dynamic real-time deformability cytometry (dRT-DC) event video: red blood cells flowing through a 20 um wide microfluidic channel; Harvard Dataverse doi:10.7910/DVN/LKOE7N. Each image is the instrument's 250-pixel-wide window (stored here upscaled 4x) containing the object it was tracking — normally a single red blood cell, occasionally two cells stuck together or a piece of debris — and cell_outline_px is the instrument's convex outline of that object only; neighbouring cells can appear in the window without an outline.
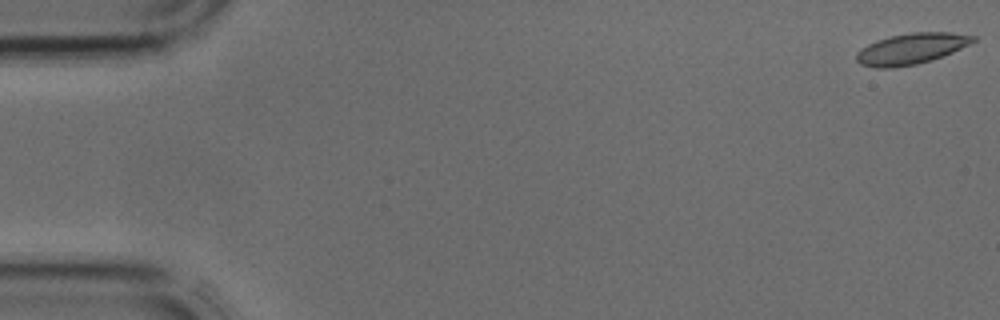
{"species": "common noctule bat (a hibernating species)", "species_latin": "Nyctalus noctula", "temperature_condition": "cold", "stored_images_in_passage": 35, "camera_frame_rate_fps": 3000, "um_per_image_px": 0.085, "animal": {"sex": "male", "body_mass_g": 17.9, "forearm_length_mm": 54.2}, "frame": {"image": 1, "passage_image": 1, "time_ms": 0.0, "image_size_px": [1000, 320], "cell_outline_px": [[976, 40], [952, 52], [932, 60], [916, 64], [892, 68], [876, 68], [860, 64], [856, 60], [856, 52], [868, 44], [892, 36], [912, 32], [952, 32], [976, 36]], "centroid_in_image_um": [77.45, 4.15], "position_along_channel_um": 7.6, "area_um2": 20.81}}
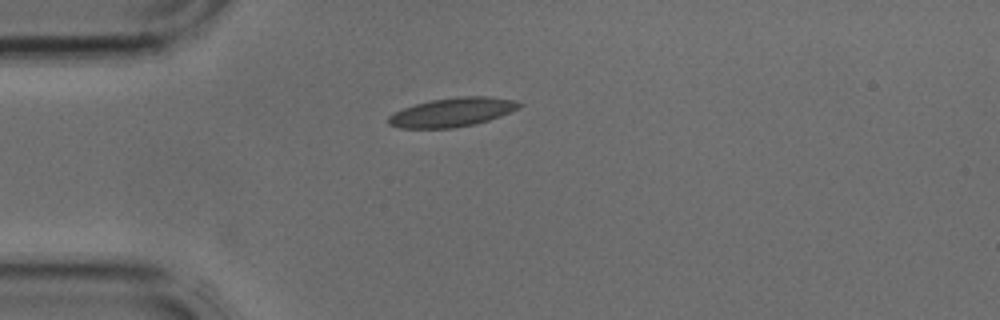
{"frame": {"image": 2, "passage_image": 11, "time_ms": 3.333, "image_size_px": [1000, 320], "cell_outline_px": [[524, 104], [520, 108], [500, 116], [476, 124], [452, 128], [400, 128], [388, 124], [388, 116], [392, 112], [416, 104], [432, 100], [460, 96], [488, 96], [516, 100]], "centroid_in_image_um": [38.46, 9.54], "position_along_channel_um": 46.5, "area_um2": 22.14}}
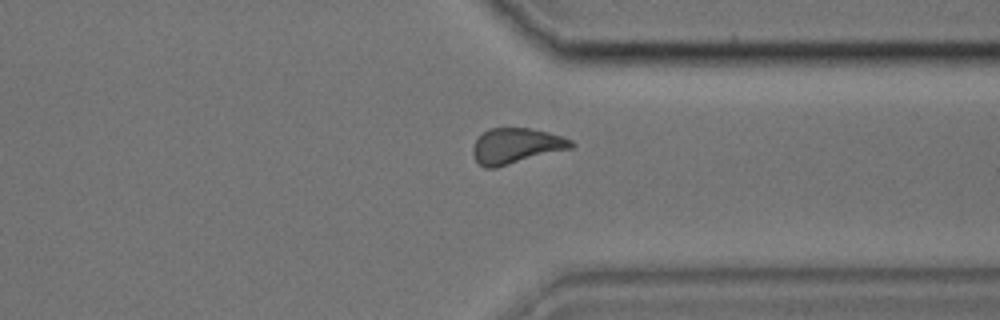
{"frame": {"image": 3, "passage_image": 32, "time_ms": 10.333, "image_size_px": [1000, 320], "cell_outline_px": [[576, 144], [572, 148], [496, 168], [484, 168], [472, 156], [472, 148], [476, 140], [484, 132], [492, 128], [528, 128], [548, 132], [572, 140]], "centroid_in_image_um": [43.86, 12.41], "position_along_channel_um": 367.5, "area_um2": 20.29}}